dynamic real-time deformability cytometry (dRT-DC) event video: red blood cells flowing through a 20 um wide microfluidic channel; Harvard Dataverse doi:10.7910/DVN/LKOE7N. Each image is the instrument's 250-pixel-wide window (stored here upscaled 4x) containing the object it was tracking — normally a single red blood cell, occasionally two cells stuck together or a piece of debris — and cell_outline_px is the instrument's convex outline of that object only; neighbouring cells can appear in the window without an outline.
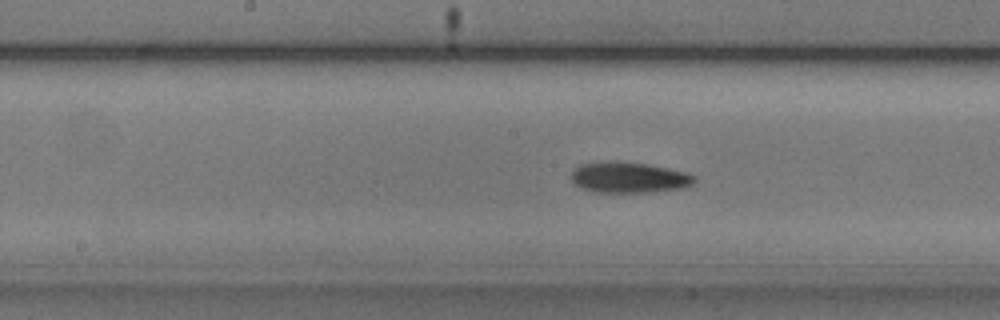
{"species": "common noctule bat (a hibernating species)", "species_latin": "Nyctalus noctula", "temperature_condition": "cold", "stored_images_in_passage": 39, "camera_frame_rate_fps": 3000, "um_per_image_px": 0.085, "animal": {"sex": "male", "body_mass_g": 20.5, "forearm_length_mm": 52.5}, "frame": {"image": 1, "passage_image": 12, "time_ms": 3.667, "image_size_px": [1000, 320], "cell_outline_px": [[696, 180], [692, 184], [680, 188], [652, 192], [592, 192], [580, 188], [572, 180], [572, 172], [580, 164], [608, 160], [620, 160], [648, 164], [688, 172], [696, 176]], "centroid_in_image_um": [53.46, 15.07], "position_along_channel_um": 194.7, "area_um2": 22.43}}
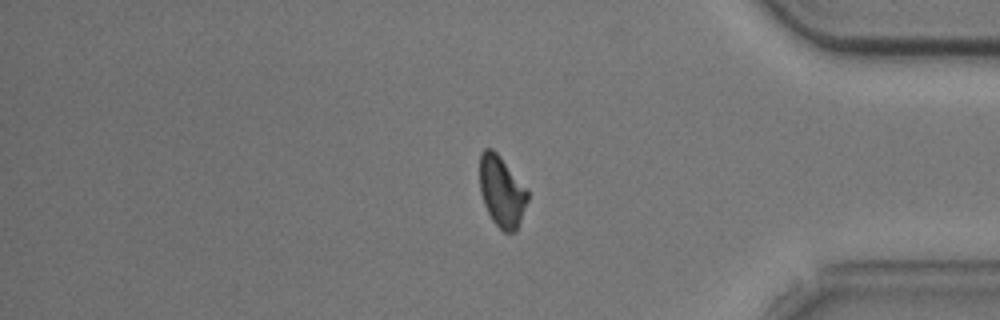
{"frame": {"image": 2, "passage_image": 30, "time_ms": 9.667, "image_size_px": [1000, 320], "cell_outline_px": [[528, 200], [516, 232], [504, 232], [492, 220], [484, 204], [480, 192], [480, 152], [484, 148], [492, 148], [500, 156], [528, 188]], "centroid_in_image_um": [42.65, 16.25], "position_along_channel_um": 392.5, "area_um2": 19.94}}
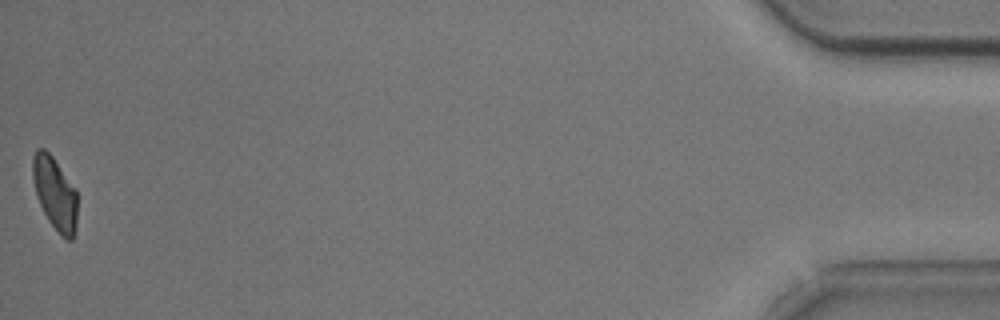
{"frame": {"image": 3, "passage_image": 39, "time_ms": 12.667, "image_size_px": [1000, 320], "cell_outline_px": [[76, 228], [72, 240], [68, 240], [60, 236], [48, 220], [36, 196], [32, 180], [32, 156], [36, 148], [44, 148], [52, 156], [76, 188]], "centroid_in_image_um": [4.65, 16.42], "position_along_channel_um": 430.6, "area_um2": 19.13}, "authors_computed_cell_mechanics": {"area_um2": 20.7502, "velocity_mm_per_s": 3.693, "shape_relaxation_time_tau1_ms": 2.9663, "shape_relaxation_time_tau2_ms": null, "deformation_change_tau1": 0.1027, "deformation_change_tau2": null}}